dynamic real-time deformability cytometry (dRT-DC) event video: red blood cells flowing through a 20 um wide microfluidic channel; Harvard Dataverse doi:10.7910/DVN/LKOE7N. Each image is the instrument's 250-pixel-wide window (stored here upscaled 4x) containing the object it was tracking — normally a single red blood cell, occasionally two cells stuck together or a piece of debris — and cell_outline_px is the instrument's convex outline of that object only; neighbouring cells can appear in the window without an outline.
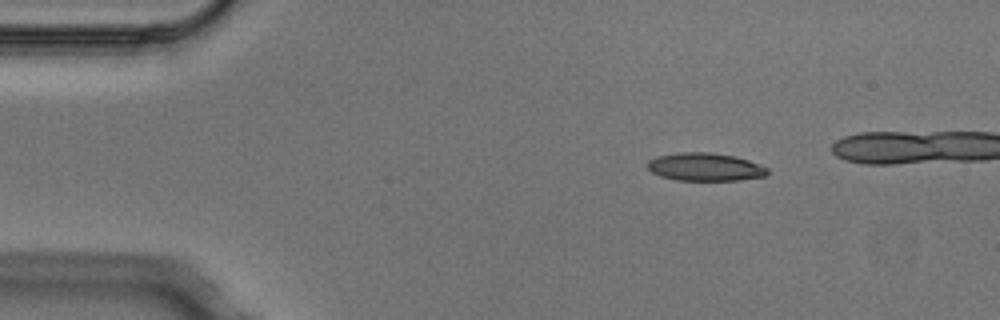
{"species": "Egyptian fruit bat (a non-hibernating species)", "species_latin": "Rousettus aegyptiacus", "temperature_condition": "cold", "stored_images_in_passage": 4, "camera_frame_rate_fps": 3000, "um_per_image_px": 0.085, "animal": {"sex": "male"}, "frame": {"image": 1, "passage_image": 1, "time_ms": 0.0, "image_size_px": [1000, 320], "cell_outline_px": [[768, 172], [764, 176], [740, 180], [676, 180], [660, 176], [652, 172], [648, 168], [648, 160], [656, 156], [676, 152], [708, 152], [736, 156], [760, 164], [768, 168]], "centroid_in_image_um": [59.92, 14.18], "position_along_channel_um": 25.1, "area_um2": 19.65}}